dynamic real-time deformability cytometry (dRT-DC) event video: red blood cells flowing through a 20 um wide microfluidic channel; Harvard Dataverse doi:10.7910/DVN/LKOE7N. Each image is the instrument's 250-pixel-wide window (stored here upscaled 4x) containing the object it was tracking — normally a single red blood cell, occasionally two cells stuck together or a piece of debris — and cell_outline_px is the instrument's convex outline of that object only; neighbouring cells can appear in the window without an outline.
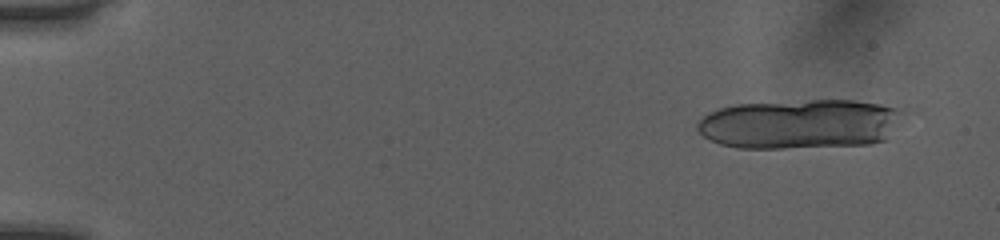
{"species": "human", "species_latin": "Homo sapiens", "temperature_condition": "room temperature", "stored_images_in_passage": 16, "camera_frame_rate_fps": 3000, "um_per_image_px": 0.085, "donor": {"sex": "female"}, "frame": {"image": 1, "passage_image": 3, "time_ms": 0.667, "image_size_px": [1000, 240], "cell_outline_px": [[920, 112], [888, 140], [872, 144], [784, 148], [736, 148], [720, 144], [704, 136], [696, 128], [696, 124], [708, 112], [720, 108], [736, 104], [812, 100], [852, 100], [904, 104], [916, 108]], "centroid_in_image_um": [68.44, 10.5], "position_along_channel_um": 16.6, "area_um2": 62.77}}